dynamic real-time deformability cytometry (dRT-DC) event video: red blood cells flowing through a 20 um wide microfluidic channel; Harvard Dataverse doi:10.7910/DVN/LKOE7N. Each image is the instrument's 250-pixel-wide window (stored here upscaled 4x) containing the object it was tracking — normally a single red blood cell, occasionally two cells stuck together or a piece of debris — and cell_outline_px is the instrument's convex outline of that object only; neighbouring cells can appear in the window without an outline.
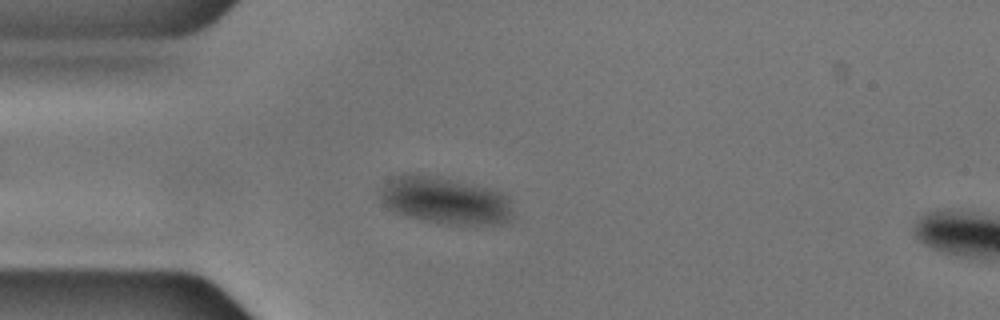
{"species": "common noctule bat (a hibernating species)", "species_latin": "Nyctalus noctula", "temperature_condition": "cold", "stored_images_in_passage": 55, "camera_frame_rate_fps": 3000, "um_per_image_px": 0.085, "animal": {"sex": "male", "body_mass_g": 17.9, "forearm_length_mm": 54.2}, "frame": {"image": 1, "passage_image": 13, "time_ms": 4.0, "image_size_px": [1000, 320], "cell_outline_px": [[516, 216], [500, 224], [448, 224], [420, 220], [396, 212], [388, 208], [384, 204], [380, 196], [380, 192], [384, 184], [392, 176], [412, 172], [440, 176], [460, 180], [492, 188], [500, 192], [508, 200]], "centroid_in_image_um": [37.83, 17.01], "position_along_channel_um": 47.2, "area_um2": 37.05}}
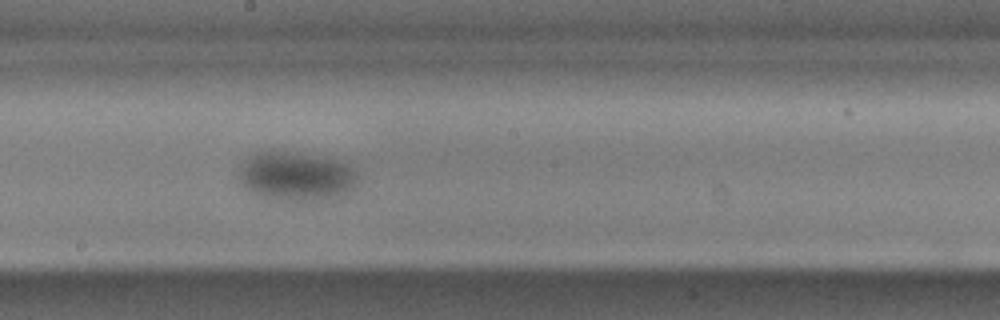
{"frame": {"image": 2, "passage_image": 29, "time_ms": 9.333, "image_size_px": [1000, 320], "cell_outline_px": [[356, 176], [352, 188], [348, 196], [332, 200], [280, 200], [260, 196], [252, 192], [240, 184], [240, 164], [256, 152], [272, 148], [336, 160], [348, 164], [356, 172]], "centroid_in_image_um": [25.16, 14.98], "position_along_channel_um": 223.0, "area_um2": 34.39}}
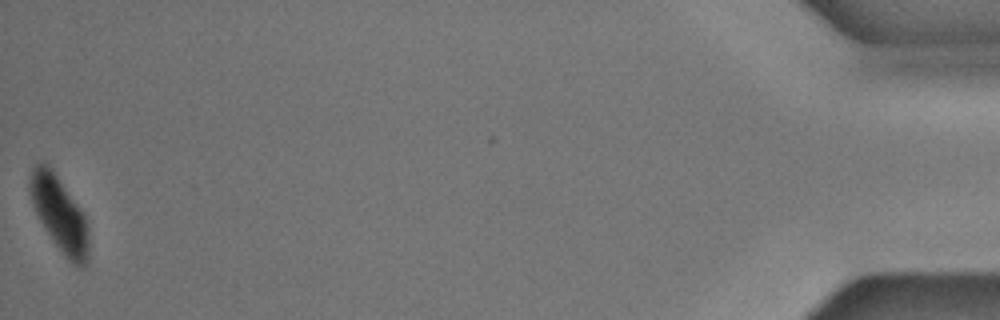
{"frame": {"image": 3, "passage_image": 55, "time_ms": 18.0, "image_size_px": [1000, 320], "cell_outline_px": [[88, 264], [84, 268], [72, 264], [64, 256], [40, 220], [32, 204], [28, 192], [28, 180], [32, 168], [40, 160], [44, 160], [52, 168], [84, 216], [88, 224]], "centroid_in_image_um": [5.03, 18.17], "position_along_channel_um": 430.2, "area_um2": 25.66}}